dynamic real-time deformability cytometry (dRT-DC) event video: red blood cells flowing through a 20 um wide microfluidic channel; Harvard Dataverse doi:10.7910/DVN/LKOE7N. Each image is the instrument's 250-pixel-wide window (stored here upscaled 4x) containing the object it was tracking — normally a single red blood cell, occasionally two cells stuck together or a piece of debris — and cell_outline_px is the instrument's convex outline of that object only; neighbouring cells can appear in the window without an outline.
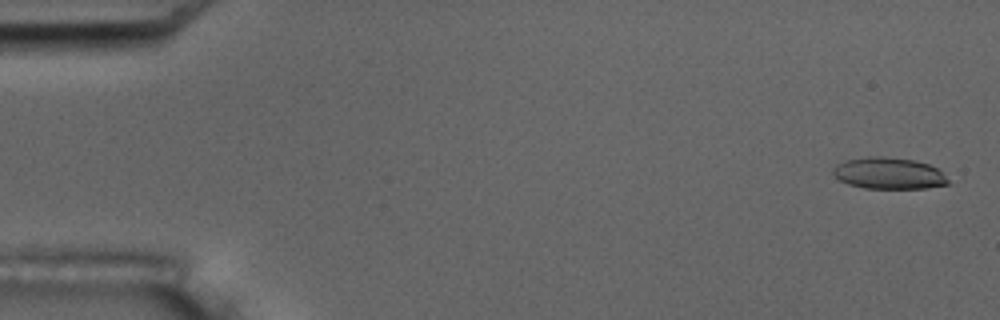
{"species": "common noctule bat (a hibernating species)", "species_latin": "Nyctalus noctula", "temperature_condition": "room temperature", "stored_images_in_passage": 5, "camera_frame_rate_fps": 3000, "um_per_image_px": 0.085, "animal": {"sex": "male", "body_mass_g": 17.5, "forearm_length_mm": 52.3}, "frame": {"image": 1, "passage_image": 1, "time_ms": 0.0, "image_size_px": [1000, 320], "cell_outline_px": [[948, 184], [928, 188], [864, 188], [848, 184], [840, 180], [832, 172], [832, 168], [836, 164], [848, 160], [868, 156], [880, 156], [916, 160], [928, 164], [936, 168], [948, 180]], "centroid_in_image_um": [75.52, 14.73], "position_along_channel_um": 9.5, "area_um2": 20.98}}